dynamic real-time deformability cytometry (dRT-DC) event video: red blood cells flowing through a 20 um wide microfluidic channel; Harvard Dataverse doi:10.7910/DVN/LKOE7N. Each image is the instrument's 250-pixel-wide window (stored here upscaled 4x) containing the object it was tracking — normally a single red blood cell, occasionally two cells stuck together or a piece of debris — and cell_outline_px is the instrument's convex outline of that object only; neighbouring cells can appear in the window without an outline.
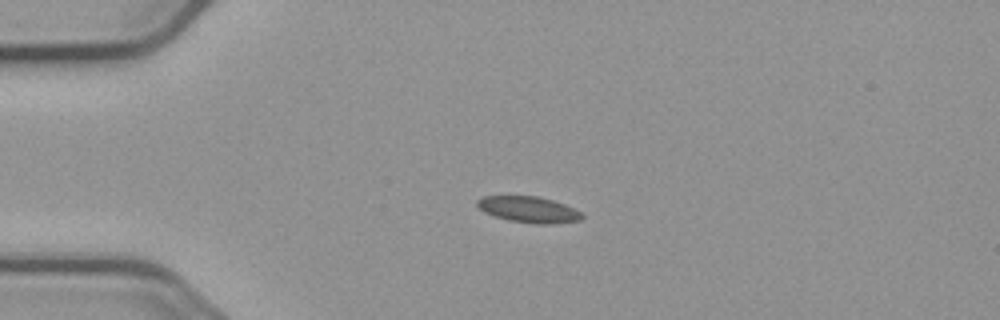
{"species": "common noctule bat (a hibernating species)", "species_latin": "Nyctalus noctula", "temperature_condition": "cold", "stored_images_in_passage": 4, "camera_frame_rate_fps": 3000, "um_per_image_px": 0.085, "animal": {"sex": "male", "body_mass_g": 23.1, "forearm_length_mm": 52.7}, "frame": {"image": 1, "passage_image": 3, "time_ms": 3.333, "image_size_px": [1000, 320], "cell_outline_px": [[584, 216], [580, 220], [556, 224], [536, 224], [508, 220], [484, 212], [476, 204], [476, 200], [484, 196], [536, 196], [552, 200], [564, 204], [580, 212]], "centroid_in_image_um": [44.94, 17.81], "position_along_channel_um": 40.1, "area_um2": 15.84}}